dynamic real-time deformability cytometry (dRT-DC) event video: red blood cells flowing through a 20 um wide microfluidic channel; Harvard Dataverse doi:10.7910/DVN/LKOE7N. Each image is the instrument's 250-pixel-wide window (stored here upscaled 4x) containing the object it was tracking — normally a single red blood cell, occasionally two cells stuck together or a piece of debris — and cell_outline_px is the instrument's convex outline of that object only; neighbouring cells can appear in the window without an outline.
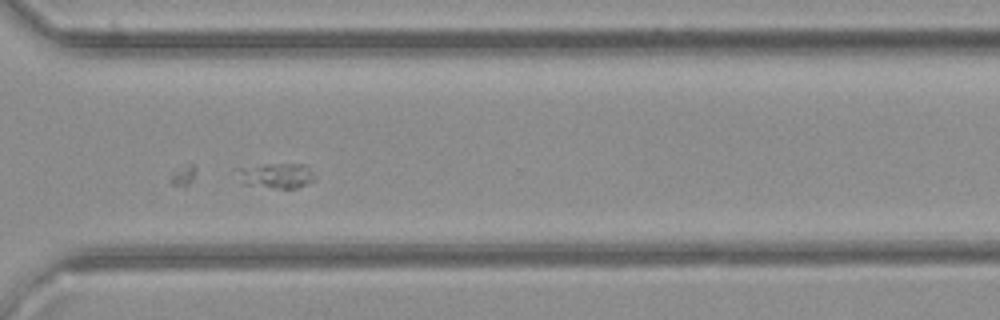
{"species": "common noctule bat (a hibernating species)", "species_latin": "Nyctalus noctula", "temperature_condition": "cold", "stored_images_in_passage": 29, "segment_of_instrument_passage": [2, 2], "camera_frame_rate_fps": 3000, "um_per_image_px": 0.085, "animal": {"sex": "female", "body_mass_g": 21.9}, "frame": {"image": 1, "passage_image": 20, "time_ms": 6.333, "image_size_px": [1000, 320], "cell_outline_px": [[312, 180], [296, 188], [280, 188], [244, 184], [236, 168], [264, 164], [304, 164], [312, 176]], "centroid_in_image_um": [23.43, 14.91], "position_along_channel_um": 347.2, "area_um2": 10.75}}
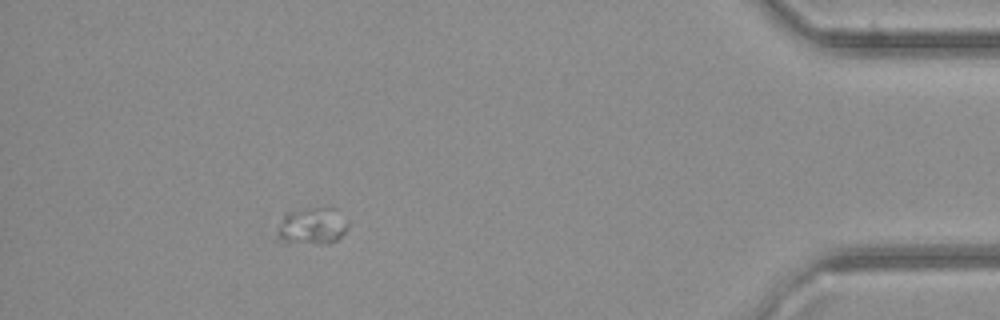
{"frame": {"image": 2, "passage_image": 26, "time_ms": 8.333, "image_size_px": [1000, 320], "cell_outline_px": [[348, 228], [336, 240], [328, 244], [276, 244], [276, 228], [284, 212], [316, 208], [336, 208], [348, 220]], "centroid_in_image_um": [26.44, 19.26], "position_along_channel_um": 408.8, "area_um2": 16.07}}